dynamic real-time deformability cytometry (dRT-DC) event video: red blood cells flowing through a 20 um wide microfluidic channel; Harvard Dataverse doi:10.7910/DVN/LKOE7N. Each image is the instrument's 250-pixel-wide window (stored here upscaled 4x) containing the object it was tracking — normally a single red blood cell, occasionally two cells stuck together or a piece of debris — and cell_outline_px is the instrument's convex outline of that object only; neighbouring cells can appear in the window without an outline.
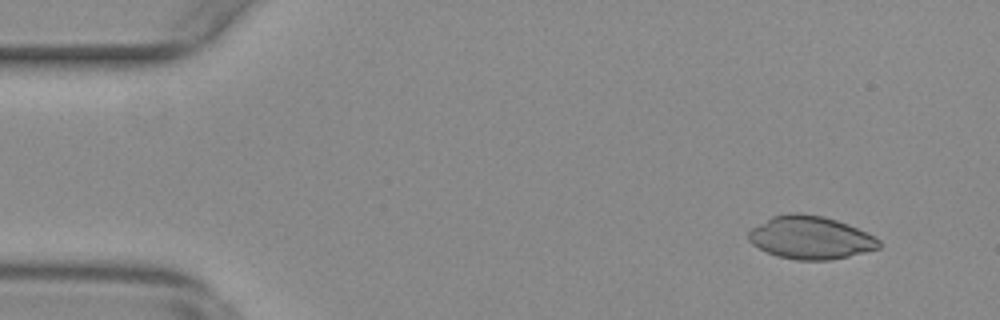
{"species": "common noctule bat (a hibernating species)", "species_latin": "Nyctalus noctula", "temperature_condition": "warm", "stored_images_in_passage": 54, "camera_frame_rate_fps": 3000, "um_per_image_px": 0.085, "animal": {"sex": "female", "body_mass_g": 29.2, "forearm_length_mm": 56.3}, "frame": {"image": 1, "passage_image": 5, "time_ms": 1.333, "image_size_px": [1000, 320], "cell_outline_px": [[880, 248], [848, 256], [828, 260], [796, 260], [776, 256], [752, 244], [748, 240], [748, 232], [752, 228], [772, 216], [788, 212], [796, 212], [824, 216], [848, 224], [876, 236], [880, 240]], "centroid_in_image_um": [68.89, 20.19], "position_along_channel_um": 16.1, "area_um2": 32.71}}